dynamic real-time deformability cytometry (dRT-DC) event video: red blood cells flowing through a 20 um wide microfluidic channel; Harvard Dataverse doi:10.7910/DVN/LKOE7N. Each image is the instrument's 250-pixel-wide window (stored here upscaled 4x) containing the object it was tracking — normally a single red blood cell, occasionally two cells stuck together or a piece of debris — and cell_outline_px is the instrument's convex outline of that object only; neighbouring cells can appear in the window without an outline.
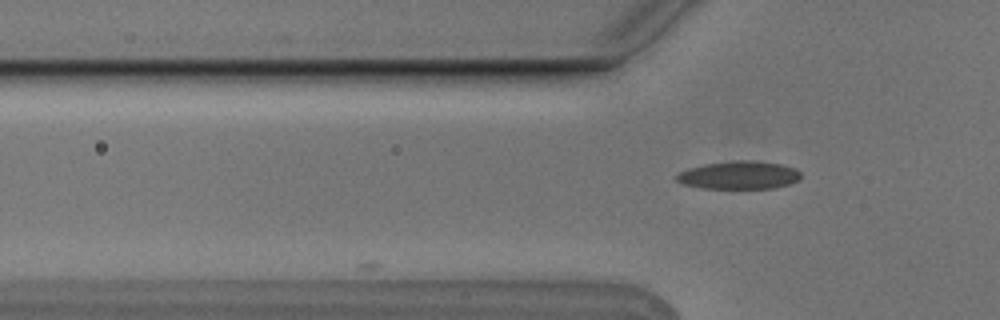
{"species": "Egyptian fruit bat (a non-hibernating species)", "species_latin": "Rousettus aegyptiacus", "temperature_condition": "cold", "stored_images_in_passage": 4, "camera_frame_rate_fps": 3000, "um_per_image_px": 0.085, "animal": {"sex": "male"}, "frame": {"image": 1, "passage_image": 4, "time_ms": 1.0, "image_size_px": [1000, 320], "cell_outline_px": [[800, 180], [788, 184], [772, 188], [704, 188], [684, 184], [676, 180], [676, 176], [680, 172], [688, 168], [704, 164], [736, 160], [752, 160], [780, 164], [792, 168], [800, 172]], "centroid_in_image_um": [62.81, 14.88], "position_along_channel_um": 63.0, "area_um2": 20.06}}